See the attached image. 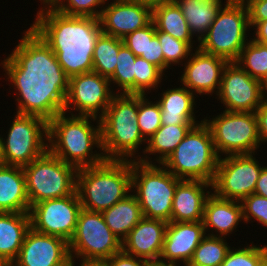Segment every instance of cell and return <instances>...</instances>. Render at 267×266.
Wrapping results in <instances>:
<instances>
[{
    "label": "cell",
    "instance_id": "cell-1",
    "mask_svg": "<svg viewBox=\"0 0 267 266\" xmlns=\"http://www.w3.org/2000/svg\"><path fill=\"white\" fill-rule=\"evenodd\" d=\"M24 34L0 66L15 89L16 113L49 122L63 113L69 77L51 48L31 27Z\"/></svg>",
    "mask_w": 267,
    "mask_h": 266
},
{
    "label": "cell",
    "instance_id": "cell-2",
    "mask_svg": "<svg viewBox=\"0 0 267 266\" xmlns=\"http://www.w3.org/2000/svg\"><path fill=\"white\" fill-rule=\"evenodd\" d=\"M31 28L51 48L70 78L93 71V51L102 33L99 18L67 16L56 9L37 12Z\"/></svg>",
    "mask_w": 267,
    "mask_h": 266
},
{
    "label": "cell",
    "instance_id": "cell-3",
    "mask_svg": "<svg viewBox=\"0 0 267 266\" xmlns=\"http://www.w3.org/2000/svg\"><path fill=\"white\" fill-rule=\"evenodd\" d=\"M48 150L77 169L103 163L100 119L57 114L48 122Z\"/></svg>",
    "mask_w": 267,
    "mask_h": 266
},
{
    "label": "cell",
    "instance_id": "cell-4",
    "mask_svg": "<svg viewBox=\"0 0 267 266\" xmlns=\"http://www.w3.org/2000/svg\"><path fill=\"white\" fill-rule=\"evenodd\" d=\"M137 117L138 95L116 93L112 97L100 118L101 144L106 160H139L141 152L138 151L147 141L140 133Z\"/></svg>",
    "mask_w": 267,
    "mask_h": 266
},
{
    "label": "cell",
    "instance_id": "cell-5",
    "mask_svg": "<svg viewBox=\"0 0 267 266\" xmlns=\"http://www.w3.org/2000/svg\"><path fill=\"white\" fill-rule=\"evenodd\" d=\"M131 189V160H105L77 171L76 192L82 209L103 212L129 195Z\"/></svg>",
    "mask_w": 267,
    "mask_h": 266
},
{
    "label": "cell",
    "instance_id": "cell-6",
    "mask_svg": "<svg viewBox=\"0 0 267 266\" xmlns=\"http://www.w3.org/2000/svg\"><path fill=\"white\" fill-rule=\"evenodd\" d=\"M219 159L210 128L202 121L189 130L162 165L180 180L212 184Z\"/></svg>",
    "mask_w": 267,
    "mask_h": 266
},
{
    "label": "cell",
    "instance_id": "cell-7",
    "mask_svg": "<svg viewBox=\"0 0 267 266\" xmlns=\"http://www.w3.org/2000/svg\"><path fill=\"white\" fill-rule=\"evenodd\" d=\"M225 1L197 47L207 54L220 56L232 62L239 58L241 50L250 40L248 31L251 30L244 1Z\"/></svg>",
    "mask_w": 267,
    "mask_h": 266
},
{
    "label": "cell",
    "instance_id": "cell-8",
    "mask_svg": "<svg viewBox=\"0 0 267 266\" xmlns=\"http://www.w3.org/2000/svg\"><path fill=\"white\" fill-rule=\"evenodd\" d=\"M181 180L162 164L132 161V189L143 217L171 222L172 202Z\"/></svg>",
    "mask_w": 267,
    "mask_h": 266
},
{
    "label": "cell",
    "instance_id": "cell-9",
    "mask_svg": "<svg viewBox=\"0 0 267 266\" xmlns=\"http://www.w3.org/2000/svg\"><path fill=\"white\" fill-rule=\"evenodd\" d=\"M23 169L30 206L47 199L63 198L76 191L78 169L49 150Z\"/></svg>",
    "mask_w": 267,
    "mask_h": 266
},
{
    "label": "cell",
    "instance_id": "cell-10",
    "mask_svg": "<svg viewBox=\"0 0 267 266\" xmlns=\"http://www.w3.org/2000/svg\"><path fill=\"white\" fill-rule=\"evenodd\" d=\"M13 116L7 137L0 136V163L24 167L48 150V122L34 115Z\"/></svg>",
    "mask_w": 267,
    "mask_h": 266
},
{
    "label": "cell",
    "instance_id": "cell-11",
    "mask_svg": "<svg viewBox=\"0 0 267 266\" xmlns=\"http://www.w3.org/2000/svg\"><path fill=\"white\" fill-rule=\"evenodd\" d=\"M203 121L210 128L219 157L253 154L262 145L255 112L225 111ZM224 155V156H223Z\"/></svg>",
    "mask_w": 267,
    "mask_h": 266
},
{
    "label": "cell",
    "instance_id": "cell-12",
    "mask_svg": "<svg viewBox=\"0 0 267 266\" xmlns=\"http://www.w3.org/2000/svg\"><path fill=\"white\" fill-rule=\"evenodd\" d=\"M68 246L70 258L104 261L122 250V241L106 225L101 212L82 209Z\"/></svg>",
    "mask_w": 267,
    "mask_h": 266
},
{
    "label": "cell",
    "instance_id": "cell-13",
    "mask_svg": "<svg viewBox=\"0 0 267 266\" xmlns=\"http://www.w3.org/2000/svg\"><path fill=\"white\" fill-rule=\"evenodd\" d=\"M255 155L221 157L212 182L213 193L220 198L236 201H242L253 194L263 168Z\"/></svg>",
    "mask_w": 267,
    "mask_h": 266
},
{
    "label": "cell",
    "instance_id": "cell-14",
    "mask_svg": "<svg viewBox=\"0 0 267 266\" xmlns=\"http://www.w3.org/2000/svg\"><path fill=\"white\" fill-rule=\"evenodd\" d=\"M115 94L109 78L96 72L72 76L69 78V90L63 112L100 119ZM74 111L78 113L74 114Z\"/></svg>",
    "mask_w": 267,
    "mask_h": 266
},
{
    "label": "cell",
    "instance_id": "cell-15",
    "mask_svg": "<svg viewBox=\"0 0 267 266\" xmlns=\"http://www.w3.org/2000/svg\"><path fill=\"white\" fill-rule=\"evenodd\" d=\"M81 210L76 191L63 198L43 200L30 206V226L39 233L60 237L69 243Z\"/></svg>",
    "mask_w": 267,
    "mask_h": 266
},
{
    "label": "cell",
    "instance_id": "cell-16",
    "mask_svg": "<svg viewBox=\"0 0 267 266\" xmlns=\"http://www.w3.org/2000/svg\"><path fill=\"white\" fill-rule=\"evenodd\" d=\"M216 98L225 111L255 112L262 104L261 81L252 78L237 62H228Z\"/></svg>",
    "mask_w": 267,
    "mask_h": 266
},
{
    "label": "cell",
    "instance_id": "cell-17",
    "mask_svg": "<svg viewBox=\"0 0 267 266\" xmlns=\"http://www.w3.org/2000/svg\"><path fill=\"white\" fill-rule=\"evenodd\" d=\"M108 1L99 18L106 35L123 39L153 21V7L145 0H113L110 4Z\"/></svg>",
    "mask_w": 267,
    "mask_h": 266
},
{
    "label": "cell",
    "instance_id": "cell-18",
    "mask_svg": "<svg viewBox=\"0 0 267 266\" xmlns=\"http://www.w3.org/2000/svg\"><path fill=\"white\" fill-rule=\"evenodd\" d=\"M229 61L216 55L207 54L198 47L185 61L180 83L194 93L201 95L218 94L224 68Z\"/></svg>",
    "mask_w": 267,
    "mask_h": 266
},
{
    "label": "cell",
    "instance_id": "cell-19",
    "mask_svg": "<svg viewBox=\"0 0 267 266\" xmlns=\"http://www.w3.org/2000/svg\"><path fill=\"white\" fill-rule=\"evenodd\" d=\"M69 260L67 241L30 228L11 266H68Z\"/></svg>",
    "mask_w": 267,
    "mask_h": 266
},
{
    "label": "cell",
    "instance_id": "cell-20",
    "mask_svg": "<svg viewBox=\"0 0 267 266\" xmlns=\"http://www.w3.org/2000/svg\"><path fill=\"white\" fill-rule=\"evenodd\" d=\"M206 236L203 222H169L165 230L160 262L187 266Z\"/></svg>",
    "mask_w": 267,
    "mask_h": 266
},
{
    "label": "cell",
    "instance_id": "cell-21",
    "mask_svg": "<svg viewBox=\"0 0 267 266\" xmlns=\"http://www.w3.org/2000/svg\"><path fill=\"white\" fill-rule=\"evenodd\" d=\"M167 224L143 217L122 240V251L147 262L159 261Z\"/></svg>",
    "mask_w": 267,
    "mask_h": 266
},
{
    "label": "cell",
    "instance_id": "cell-22",
    "mask_svg": "<svg viewBox=\"0 0 267 266\" xmlns=\"http://www.w3.org/2000/svg\"><path fill=\"white\" fill-rule=\"evenodd\" d=\"M208 189V190H207ZM212 184L200 180H181L175 189L171 221L199 222L203 220L204 204L211 194Z\"/></svg>",
    "mask_w": 267,
    "mask_h": 266
},
{
    "label": "cell",
    "instance_id": "cell-23",
    "mask_svg": "<svg viewBox=\"0 0 267 266\" xmlns=\"http://www.w3.org/2000/svg\"><path fill=\"white\" fill-rule=\"evenodd\" d=\"M202 222L206 235L229 237L237 232L239 222L244 223L241 201L223 199L211 192L204 204Z\"/></svg>",
    "mask_w": 267,
    "mask_h": 266
},
{
    "label": "cell",
    "instance_id": "cell-24",
    "mask_svg": "<svg viewBox=\"0 0 267 266\" xmlns=\"http://www.w3.org/2000/svg\"><path fill=\"white\" fill-rule=\"evenodd\" d=\"M158 96L162 125H196L203 121L196 120L197 96L185 86L169 88Z\"/></svg>",
    "mask_w": 267,
    "mask_h": 266
},
{
    "label": "cell",
    "instance_id": "cell-25",
    "mask_svg": "<svg viewBox=\"0 0 267 266\" xmlns=\"http://www.w3.org/2000/svg\"><path fill=\"white\" fill-rule=\"evenodd\" d=\"M23 167L0 163V212H29Z\"/></svg>",
    "mask_w": 267,
    "mask_h": 266
},
{
    "label": "cell",
    "instance_id": "cell-26",
    "mask_svg": "<svg viewBox=\"0 0 267 266\" xmlns=\"http://www.w3.org/2000/svg\"><path fill=\"white\" fill-rule=\"evenodd\" d=\"M193 126L162 125L147 140V145H144L145 147L142 149L143 154H140L138 161L145 164H163ZM150 155H156V158L152 160V157H149Z\"/></svg>",
    "mask_w": 267,
    "mask_h": 266
},
{
    "label": "cell",
    "instance_id": "cell-27",
    "mask_svg": "<svg viewBox=\"0 0 267 266\" xmlns=\"http://www.w3.org/2000/svg\"><path fill=\"white\" fill-rule=\"evenodd\" d=\"M30 228L29 212H0V256L12 263L17 258Z\"/></svg>",
    "mask_w": 267,
    "mask_h": 266
},
{
    "label": "cell",
    "instance_id": "cell-28",
    "mask_svg": "<svg viewBox=\"0 0 267 266\" xmlns=\"http://www.w3.org/2000/svg\"><path fill=\"white\" fill-rule=\"evenodd\" d=\"M101 214L106 225L121 241L143 218L141 207L133 192Z\"/></svg>",
    "mask_w": 267,
    "mask_h": 266
},
{
    "label": "cell",
    "instance_id": "cell-29",
    "mask_svg": "<svg viewBox=\"0 0 267 266\" xmlns=\"http://www.w3.org/2000/svg\"><path fill=\"white\" fill-rule=\"evenodd\" d=\"M176 3L180 6L190 31L197 37L198 42L208 32L224 5L223 0H178Z\"/></svg>",
    "mask_w": 267,
    "mask_h": 266
},
{
    "label": "cell",
    "instance_id": "cell-30",
    "mask_svg": "<svg viewBox=\"0 0 267 266\" xmlns=\"http://www.w3.org/2000/svg\"><path fill=\"white\" fill-rule=\"evenodd\" d=\"M153 22L156 31L169 34L175 39L187 42L193 49L197 41L185 20L177 3H164L153 6Z\"/></svg>",
    "mask_w": 267,
    "mask_h": 266
},
{
    "label": "cell",
    "instance_id": "cell-31",
    "mask_svg": "<svg viewBox=\"0 0 267 266\" xmlns=\"http://www.w3.org/2000/svg\"><path fill=\"white\" fill-rule=\"evenodd\" d=\"M123 44L121 38L101 33L93 51V72L110 78L115 72L117 56Z\"/></svg>",
    "mask_w": 267,
    "mask_h": 266
},
{
    "label": "cell",
    "instance_id": "cell-32",
    "mask_svg": "<svg viewBox=\"0 0 267 266\" xmlns=\"http://www.w3.org/2000/svg\"><path fill=\"white\" fill-rule=\"evenodd\" d=\"M225 238L206 235L195 249L187 266H220L231 249Z\"/></svg>",
    "mask_w": 267,
    "mask_h": 266
},
{
    "label": "cell",
    "instance_id": "cell-33",
    "mask_svg": "<svg viewBox=\"0 0 267 266\" xmlns=\"http://www.w3.org/2000/svg\"><path fill=\"white\" fill-rule=\"evenodd\" d=\"M135 60L136 56L123 44L119 49L114 74L109 78L110 85L118 90L117 94H135ZM120 91V92H119Z\"/></svg>",
    "mask_w": 267,
    "mask_h": 266
},
{
    "label": "cell",
    "instance_id": "cell-34",
    "mask_svg": "<svg viewBox=\"0 0 267 266\" xmlns=\"http://www.w3.org/2000/svg\"><path fill=\"white\" fill-rule=\"evenodd\" d=\"M235 62L252 78L261 81L267 76V46L250 38Z\"/></svg>",
    "mask_w": 267,
    "mask_h": 266
},
{
    "label": "cell",
    "instance_id": "cell-35",
    "mask_svg": "<svg viewBox=\"0 0 267 266\" xmlns=\"http://www.w3.org/2000/svg\"><path fill=\"white\" fill-rule=\"evenodd\" d=\"M135 95H148L151 89L156 91L165 73L154 64L140 56L135 60ZM150 90V92H149ZM148 91V92H147ZM148 93V94H146Z\"/></svg>",
    "mask_w": 267,
    "mask_h": 266
},
{
    "label": "cell",
    "instance_id": "cell-36",
    "mask_svg": "<svg viewBox=\"0 0 267 266\" xmlns=\"http://www.w3.org/2000/svg\"><path fill=\"white\" fill-rule=\"evenodd\" d=\"M156 36L164 55V73L171 66H182L194 50L187 42L175 39L167 33L156 31Z\"/></svg>",
    "mask_w": 267,
    "mask_h": 266
},
{
    "label": "cell",
    "instance_id": "cell-37",
    "mask_svg": "<svg viewBox=\"0 0 267 266\" xmlns=\"http://www.w3.org/2000/svg\"><path fill=\"white\" fill-rule=\"evenodd\" d=\"M147 95H138L139 130L147 141L161 126V110L157 101H150Z\"/></svg>",
    "mask_w": 267,
    "mask_h": 266
},
{
    "label": "cell",
    "instance_id": "cell-38",
    "mask_svg": "<svg viewBox=\"0 0 267 266\" xmlns=\"http://www.w3.org/2000/svg\"><path fill=\"white\" fill-rule=\"evenodd\" d=\"M242 248L231 247L220 266H259L267 256V245L257 246L253 242Z\"/></svg>",
    "mask_w": 267,
    "mask_h": 266
},
{
    "label": "cell",
    "instance_id": "cell-39",
    "mask_svg": "<svg viewBox=\"0 0 267 266\" xmlns=\"http://www.w3.org/2000/svg\"><path fill=\"white\" fill-rule=\"evenodd\" d=\"M105 3L106 0H59L55 9L67 16L100 18Z\"/></svg>",
    "mask_w": 267,
    "mask_h": 266
},
{
    "label": "cell",
    "instance_id": "cell-40",
    "mask_svg": "<svg viewBox=\"0 0 267 266\" xmlns=\"http://www.w3.org/2000/svg\"><path fill=\"white\" fill-rule=\"evenodd\" d=\"M244 223H252V219L267 228V198L258 194H250L242 201Z\"/></svg>",
    "mask_w": 267,
    "mask_h": 266
},
{
    "label": "cell",
    "instance_id": "cell-41",
    "mask_svg": "<svg viewBox=\"0 0 267 266\" xmlns=\"http://www.w3.org/2000/svg\"><path fill=\"white\" fill-rule=\"evenodd\" d=\"M155 35L156 26L152 21L146 27L127 34L122 40L135 56H146L147 37H154Z\"/></svg>",
    "mask_w": 267,
    "mask_h": 266
},
{
    "label": "cell",
    "instance_id": "cell-42",
    "mask_svg": "<svg viewBox=\"0 0 267 266\" xmlns=\"http://www.w3.org/2000/svg\"><path fill=\"white\" fill-rule=\"evenodd\" d=\"M164 72V55L158 37H147L146 56H140Z\"/></svg>",
    "mask_w": 267,
    "mask_h": 266
},
{
    "label": "cell",
    "instance_id": "cell-43",
    "mask_svg": "<svg viewBox=\"0 0 267 266\" xmlns=\"http://www.w3.org/2000/svg\"><path fill=\"white\" fill-rule=\"evenodd\" d=\"M248 9L249 26L267 20V0H243Z\"/></svg>",
    "mask_w": 267,
    "mask_h": 266
},
{
    "label": "cell",
    "instance_id": "cell-44",
    "mask_svg": "<svg viewBox=\"0 0 267 266\" xmlns=\"http://www.w3.org/2000/svg\"><path fill=\"white\" fill-rule=\"evenodd\" d=\"M104 261L106 266H146L147 264L146 260L129 255L122 250Z\"/></svg>",
    "mask_w": 267,
    "mask_h": 266
},
{
    "label": "cell",
    "instance_id": "cell-45",
    "mask_svg": "<svg viewBox=\"0 0 267 266\" xmlns=\"http://www.w3.org/2000/svg\"><path fill=\"white\" fill-rule=\"evenodd\" d=\"M257 117L258 136L263 143H267V105L261 104L255 111Z\"/></svg>",
    "mask_w": 267,
    "mask_h": 266
},
{
    "label": "cell",
    "instance_id": "cell-46",
    "mask_svg": "<svg viewBox=\"0 0 267 266\" xmlns=\"http://www.w3.org/2000/svg\"><path fill=\"white\" fill-rule=\"evenodd\" d=\"M254 35L251 38L252 40L264 44L267 41V20L256 23L253 28Z\"/></svg>",
    "mask_w": 267,
    "mask_h": 266
},
{
    "label": "cell",
    "instance_id": "cell-47",
    "mask_svg": "<svg viewBox=\"0 0 267 266\" xmlns=\"http://www.w3.org/2000/svg\"><path fill=\"white\" fill-rule=\"evenodd\" d=\"M254 193L267 198V166H263L261 170Z\"/></svg>",
    "mask_w": 267,
    "mask_h": 266
},
{
    "label": "cell",
    "instance_id": "cell-48",
    "mask_svg": "<svg viewBox=\"0 0 267 266\" xmlns=\"http://www.w3.org/2000/svg\"><path fill=\"white\" fill-rule=\"evenodd\" d=\"M75 258H70L68 266H75ZM80 264L77 266H106L105 261H95V260H79Z\"/></svg>",
    "mask_w": 267,
    "mask_h": 266
},
{
    "label": "cell",
    "instance_id": "cell-49",
    "mask_svg": "<svg viewBox=\"0 0 267 266\" xmlns=\"http://www.w3.org/2000/svg\"><path fill=\"white\" fill-rule=\"evenodd\" d=\"M41 1V5H43L42 8L39 9V11L37 12H41L43 10H47V9H55L59 3V0H40Z\"/></svg>",
    "mask_w": 267,
    "mask_h": 266
},
{
    "label": "cell",
    "instance_id": "cell-50",
    "mask_svg": "<svg viewBox=\"0 0 267 266\" xmlns=\"http://www.w3.org/2000/svg\"><path fill=\"white\" fill-rule=\"evenodd\" d=\"M261 103L267 105V76L261 80Z\"/></svg>",
    "mask_w": 267,
    "mask_h": 266
},
{
    "label": "cell",
    "instance_id": "cell-51",
    "mask_svg": "<svg viewBox=\"0 0 267 266\" xmlns=\"http://www.w3.org/2000/svg\"><path fill=\"white\" fill-rule=\"evenodd\" d=\"M150 6H155L164 3H176L178 0H145Z\"/></svg>",
    "mask_w": 267,
    "mask_h": 266
},
{
    "label": "cell",
    "instance_id": "cell-52",
    "mask_svg": "<svg viewBox=\"0 0 267 266\" xmlns=\"http://www.w3.org/2000/svg\"><path fill=\"white\" fill-rule=\"evenodd\" d=\"M146 266H180L178 264L163 263L160 261L147 262Z\"/></svg>",
    "mask_w": 267,
    "mask_h": 266
},
{
    "label": "cell",
    "instance_id": "cell-53",
    "mask_svg": "<svg viewBox=\"0 0 267 266\" xmlns=\"http://www.w3.org/2000/svg\"><path fill=\"white\" fill-rule=\"evenodd\" d=\"M0 266H11V263H9L4 257L0 256Z\"/></svg>",
    "mask_w": 267,
    "mask_h": 266
},
{
    "label": "cell",
    "instance_id": "cell-54",
    "mask_svg": "<svg viewBox=\"0 0 267 266\" xmlns=\"http://www.w3.org/2000/svg\"><path fill=\"white\" fill-rule=\"evenodd\" d=\"M259 266H267V256L262 260Z\"/></svg>",
    "mask_w": 267,
    "mask_h": 266
}]
</instances>
